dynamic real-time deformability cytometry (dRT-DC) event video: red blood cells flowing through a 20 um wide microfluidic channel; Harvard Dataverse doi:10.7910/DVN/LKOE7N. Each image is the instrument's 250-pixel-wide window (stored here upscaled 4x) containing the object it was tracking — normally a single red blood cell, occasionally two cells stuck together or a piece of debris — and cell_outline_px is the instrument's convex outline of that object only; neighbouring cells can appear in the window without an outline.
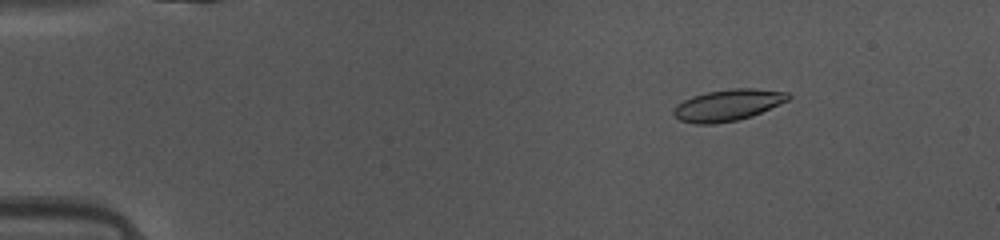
{"species": "common noctule bat (a hibernating species)", "species_latin": "Nyctalus noctula", "temperature_condition": "warm", "stored_images_in_passage": 48, "camera_frame_rate_fps": 3000, "um_per_image_px": 0.085, "animal": {"sex": "female", "body_mass_g": 10.0, "forearm_length_mm": 53.1}, "frame": {"image": 1, "passage_image": 7, "time_ms": 2.0, "image_size_px": [1000, 240], "cell_outline_px": [[792, 96], [788, 100], [752, 116], [736, 120], [712, 124], [696, 124], [680, 120], [672, 116], [672, 112], [676, 104], [692, 96], [708, 92], [732, 88], [752, 88], [788, 92]], "centroid_in_image_um": [61.84, 8.93], "position_along_channel_um": 23.2, "area_um2": 20.98}}
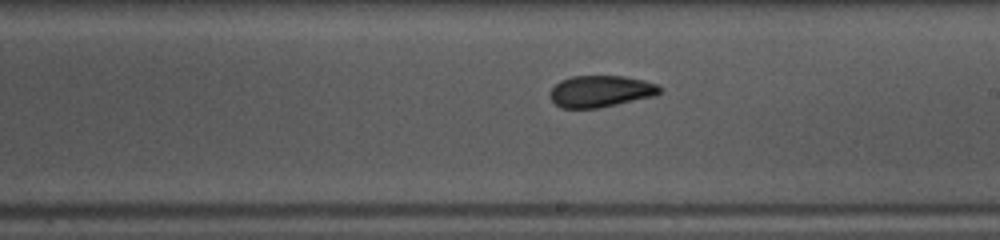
{"frame": {"image": 2, "passage_image": 28, "time_ms": 9.0, "image_size_px": [1000, 240], "cell_outline_px": [[664, 92], [656, 96], [600, 108], [560, 108], [548, 96], [548, 92], [560, 80], [572, 76], [624, 76], [644, 80], [656, 84], [664, 88]], "centroid_in_image_um": [51.09, 7.76], "position_along_channel_um": 237.9, "area_um2": 20.63}}
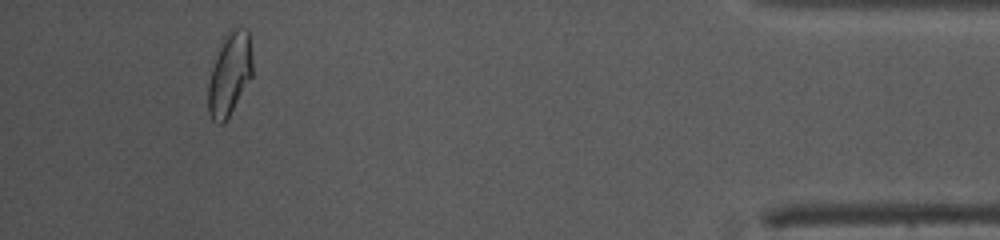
{"frame": {"image": 3, "passage_image": 45, "time_ms": 14.667, "image_size_px": [1000, 240], "cell_outline_px": [[252, 76], [224, 124], [216, 124], [212, 120], [208, 112], [208, 84], [212, 68], [220, 44], [224, 36], [232, 28], [248, 28], [252, 60]], "centroid_in_image_um": [19.51, 6.3], "position_along_channel_um": 415.7, "area_um2": 21.33}, "authors_computed_cell_mechanics": {"area_um2": 20.4612, "velocity_mm_per_s": 4.1475, "shape_relaxation_time_tau1_ms": null, "shape_relaxation_time_tau2_ms": 1.5086, "deformation_change_tau1": null, "deformation_change_tau2": 0.0679}}